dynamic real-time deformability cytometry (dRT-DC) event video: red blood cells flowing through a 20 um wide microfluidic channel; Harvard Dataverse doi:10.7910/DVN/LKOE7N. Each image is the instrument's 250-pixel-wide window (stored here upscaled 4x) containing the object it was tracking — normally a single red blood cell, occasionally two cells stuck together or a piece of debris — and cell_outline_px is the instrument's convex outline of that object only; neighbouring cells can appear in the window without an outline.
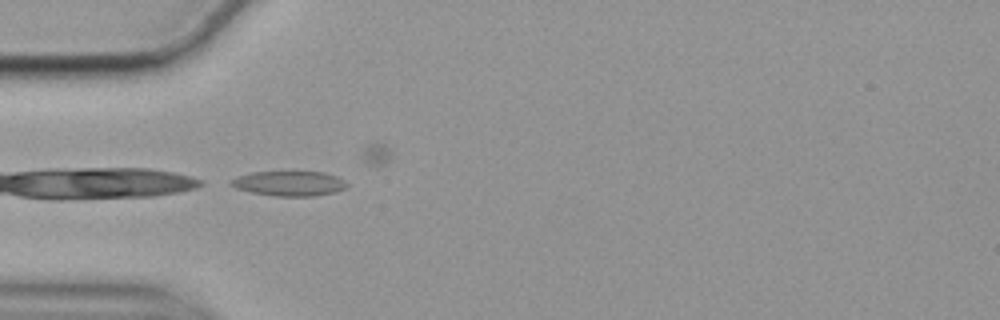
{"species": "common noctule bat (a hibernating species)", "species_latin": "Nyctalus noctula", "temperature_condition": "cold", "stored_images_in_passage": 30, "camera_frame_rate_fps": 3000, "um_per_image_px": 0.085, "animal": {"sex": "female", "body_mass_g": 19.9}, "frame": {"image": 1, "passage_image": 1, "time_ms": 0.0, "image_size_px": [1000, 320], "cell_outline_px": [[348, 184], [344, 188], [332, 192], [312, 196], [276, 196], [252, 192], [236, 188], [228, 184], [232, 180], [240, 176], [252, 172], [324, 172], [336, 176], [344, 180]], "centroid_in_image_um": [24.58, 15.59], "position_along_channel_um": 60.4, "area_um2": 16.47}}
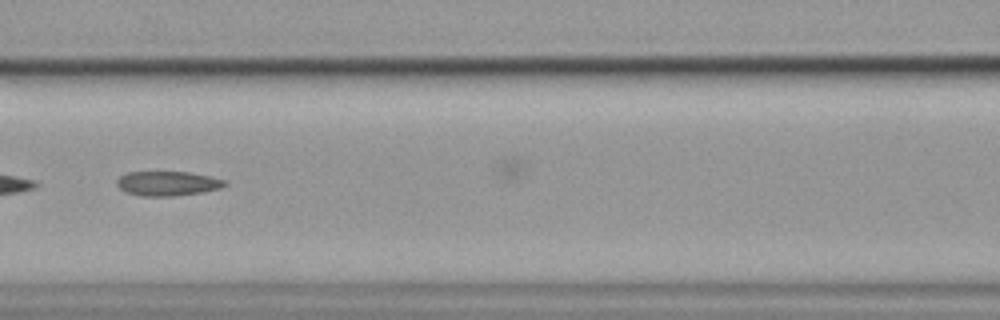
{"frame": {"image": 2, "passage_image": 9, "time_ms": 2.667, "image_size_px": [1000, 320], "cell_outline_px": [[228, 184], [220, 188], [200, 192], [172, 196], [144, 196], [128, 192], [120, 188], [116, 184], [116, 180], [120, 176], [128, 172], [188, 172], [208, 176], [224, 180]], "centroid_in_image_um": [14.22, 15.59], "position_along_channel_um": 152.4, "area_um2": 15.14}}
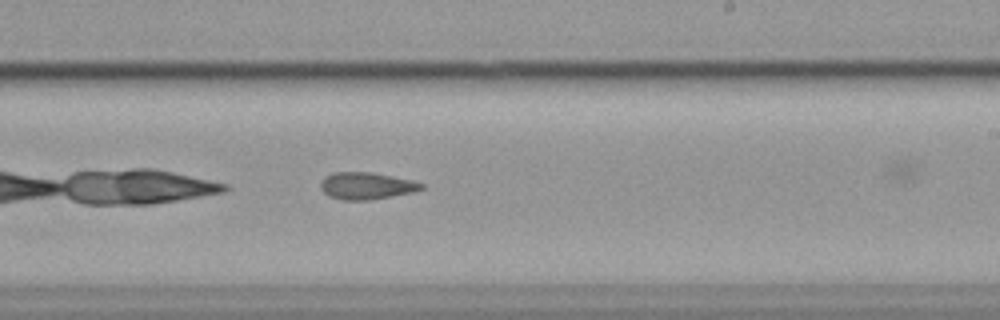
{"frame": {"image": 3, "passage_image": 18, "time_ms": 5.667, "image_size_px": [1000, 320], "cell_outline_px": [[424, 188], [412, 192], [368, 200], [340, 200], [328, 196], [320, 188], [320, 184], [324, 176], [332, 172], [372, 172], [412, 180], [424, 184]], "centroid_in_image_um": [31.1, 15.79], "position_along_channel_um": 257.9, "area_um2": 15.9}}